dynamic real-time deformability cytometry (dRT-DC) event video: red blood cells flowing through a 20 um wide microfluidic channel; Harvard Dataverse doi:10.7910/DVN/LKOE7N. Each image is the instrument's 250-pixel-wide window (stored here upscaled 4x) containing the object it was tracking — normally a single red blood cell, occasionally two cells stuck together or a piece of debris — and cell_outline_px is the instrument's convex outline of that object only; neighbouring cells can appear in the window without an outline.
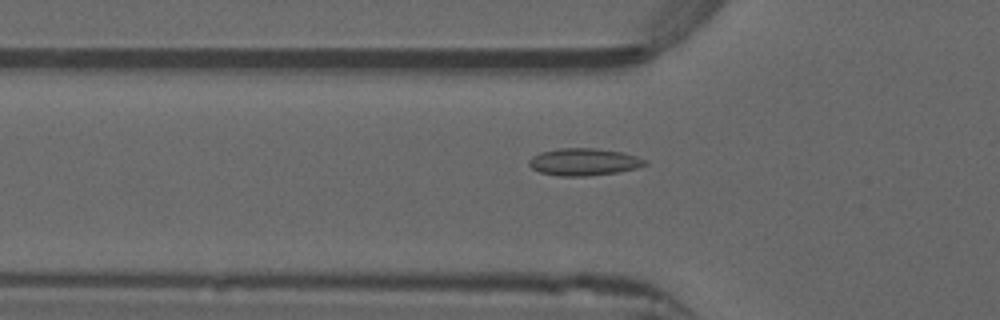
{"species": "common noctule bat (a hibernating species)", "species_latin": "Nyctalus noctula", "temperature_condition": "warm", "stored_images_in_passage": 36, "camera_frame_rate_fps": 3000, "um_per_image_px": 0.085, "animal": {"sex": "male", "forearm_length_mm": 52.5}, "frame": {"image": 1, "passage_image": 2, "time_ms": 0.333, "image_size_px": [1000, 320], "cell_outline_px": [[648, 164], [636, 168], [616, 172], [588, 176], [560, 176], [540, 172], [532, 168], [528, 164], [528, 160], [532, 156], [540, 152], [560, 148], [596, 148], [624, 152], [648, 160]], "centroid_in_image_um": [49.64, 13.75], "position_along_channel_um": 76.2, "area_um2": 18.5}}
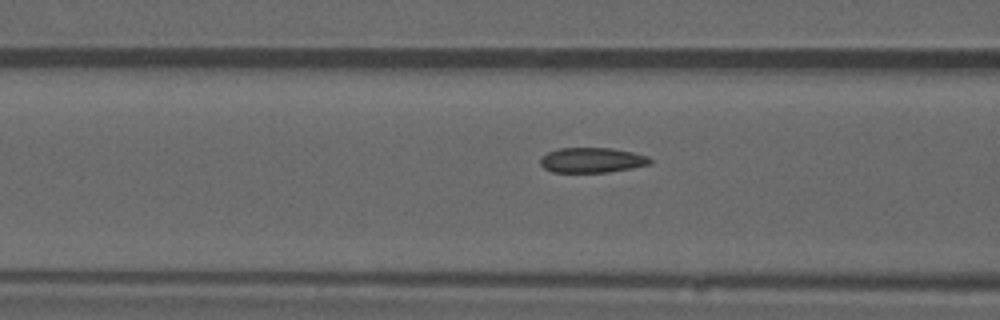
{"frame": {"image": 2, "passage_image": 5, "time_ms": 1.333, "image_size_px": [1000, 320], "cell_outline_px": [[652, 164], [632, 168], [608, 172], [552, 172], [544, 168], [540, 164], [540, 160], [548, 152], [560, 148], [612, 148], [632, 152], [648, 156], [652, 160]], "centroid_in_image_um": [50.35, 13.61], "position_along_channel_um": 116.3, "area_um2": 16.01}}
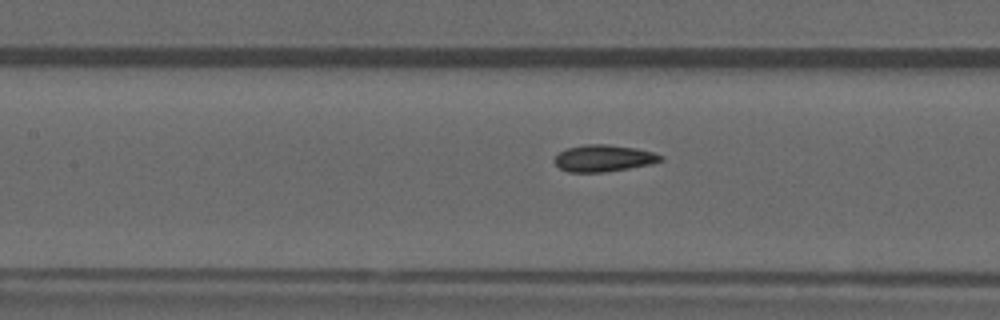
{"frame": {"image": 3, "passage_image": 8, "time_ms": 2.333, "image_size_px": [1000, 320], "cell_outline_px": [[664, 160], [652, 164], [604, 172], [568, 172], [560, 168], [552, 160], [560, 152], [568, 148], [584, 144], [608, 144], [636, 148], [652, 152], [664, 156]], "centroid_in_image_um": [51.32, 13.45], "position_along_channel_um": 156.1, "area_um2": 16.59}, "authors_computed_cell_mechanics": {"area_um2": 16.0395, "velocity_mm_per_s": 3.952, "shape_relaxation_time_tau1_ms": null, "shape_relaxation_time_tau2_ms": 1.9219, "deformation_change_tau1": null, "deformation_change_tau2": 0.0631}}